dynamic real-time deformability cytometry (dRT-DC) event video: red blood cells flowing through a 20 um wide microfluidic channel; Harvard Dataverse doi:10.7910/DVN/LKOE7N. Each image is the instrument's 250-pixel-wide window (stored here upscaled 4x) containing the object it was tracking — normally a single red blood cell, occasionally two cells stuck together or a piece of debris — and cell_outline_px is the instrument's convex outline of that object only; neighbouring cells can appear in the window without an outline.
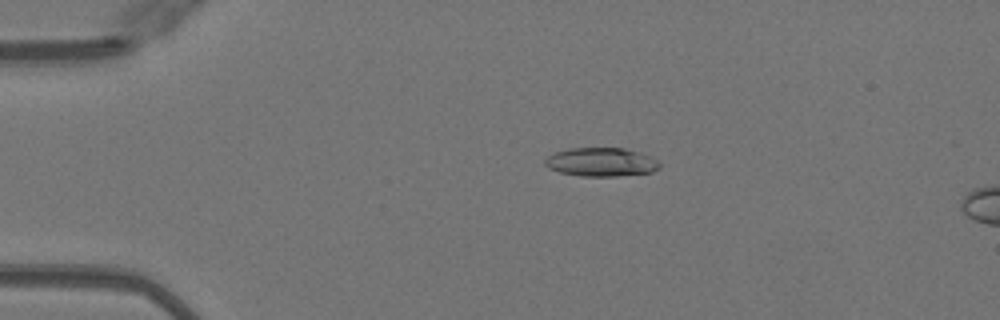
{"species": "Egyptian fruit bat (a non-hibernating species)", "species_latin": "Rousettus aegyptiacus", "temperature_condition": "warm", "stored_images_in_passage": 8, "camera_frame_rate_fps": 3000, "um_per_image_px": 0.085, "animal": {"sex": "female"}, "frame": {"image": 1, "passage_image": 3, "time_ms": 0.667, "image_size_px": [1000, 320], "cell_outline_px": [[660, 168], [652, 172], [616, 176], [580, 176], [560, 172], [548, 168], [544, 164], [544, 160], [548, 156], [556, 152], [568, 148], [624, 148], [640, 152], [656, 160], [660, 164]], "centroid_in_image_um": [51.08, 13.77], "position_along_channel_um": 33.9, "area_um2": 19.13}}